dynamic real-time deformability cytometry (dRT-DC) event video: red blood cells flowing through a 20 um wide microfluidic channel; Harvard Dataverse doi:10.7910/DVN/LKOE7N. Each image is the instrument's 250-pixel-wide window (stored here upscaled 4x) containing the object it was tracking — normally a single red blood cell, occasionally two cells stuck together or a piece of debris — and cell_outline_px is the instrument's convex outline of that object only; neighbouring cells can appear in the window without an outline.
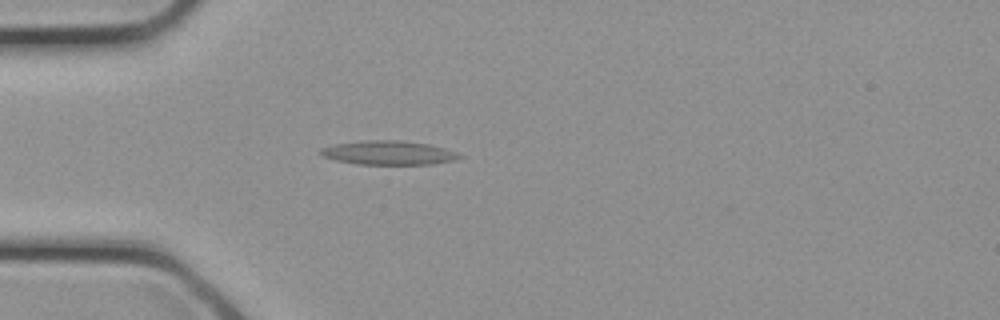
{"species": "common noctule bat (a hibernating species)", "species_latin": "Nyctalus noctula", "temperature_condition": "cold", "stored_images_in_passage": 31, "camera_frame_rate_fps": 3000, "um_per_image_px": 0.085, "animal": {"sex": "female", "body_mass_g": 21.9}, "frame": {"image": 1, "passage_image": 9, "time_ms": 2.667, "image_size_px": [1000, 320], "cell_outline_px": [[464, 156], [456, 160], [432, 164], [356, 164], [336, 160], [324, 156], [316, 152], [320, 148], [336, 144], [360, 140], [400, 140], [428, 144], [444, 148], [456, 152]], "centroid_in_image_um": [33.01, 12.98], "position_along_channel_um": 52.0, "area_um2": 19.48}}
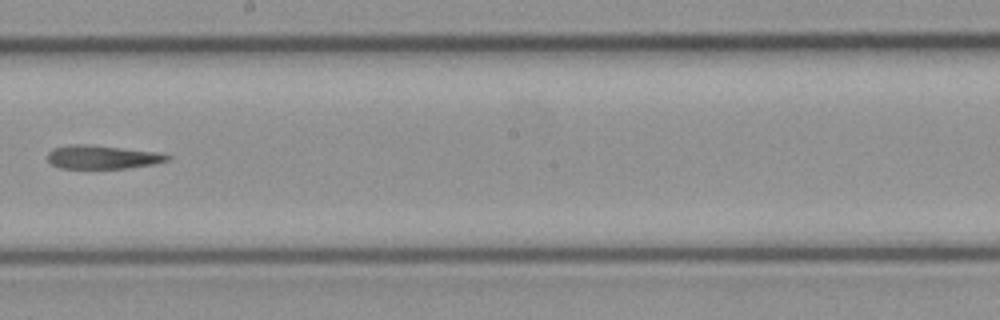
{"frame": {"image": 2, "passage_image": 18, "time_ms": 5.667, "image_size_px": [1000, 320], "cell_outline_px": [[172, 156], [168, 160], [152, 164], [124, 168], [60, 168], [52, 164], [48, 160], [48, 152], [52, 148], [72, 144], [88, 144], [156, 152]], "centroid_in_image_um": [8.66, 13.34], "position_along_channel_um": 239.5, "area_um2": 16.24}}
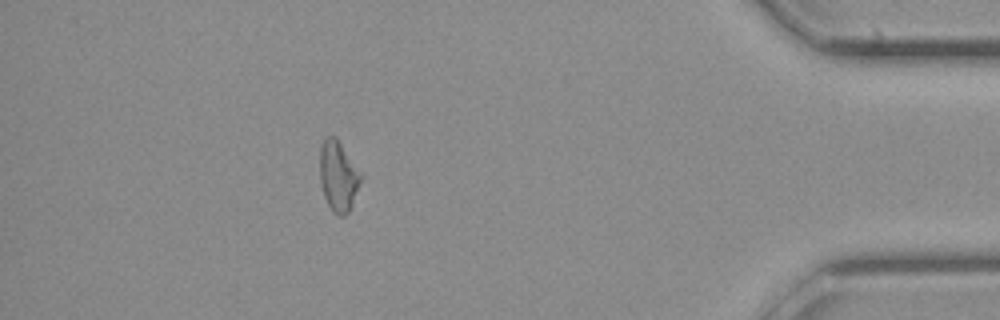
{"frame": {"image": 3, "passage_image": 28, "time_ms": 9.0, "image_size_px": [1000, 320], "cell_outline_px": [[364, 176], [352, 204], [348, 212], [344, 216], [336, 216], [332, 212], [324, 196], [320, 184], [320, 144], [328, 136], [336, 136]], "centroid_in_image_um": [28.76, 14.97], "position_along_channel_um": 406.4, "area_um2": 17.11}}